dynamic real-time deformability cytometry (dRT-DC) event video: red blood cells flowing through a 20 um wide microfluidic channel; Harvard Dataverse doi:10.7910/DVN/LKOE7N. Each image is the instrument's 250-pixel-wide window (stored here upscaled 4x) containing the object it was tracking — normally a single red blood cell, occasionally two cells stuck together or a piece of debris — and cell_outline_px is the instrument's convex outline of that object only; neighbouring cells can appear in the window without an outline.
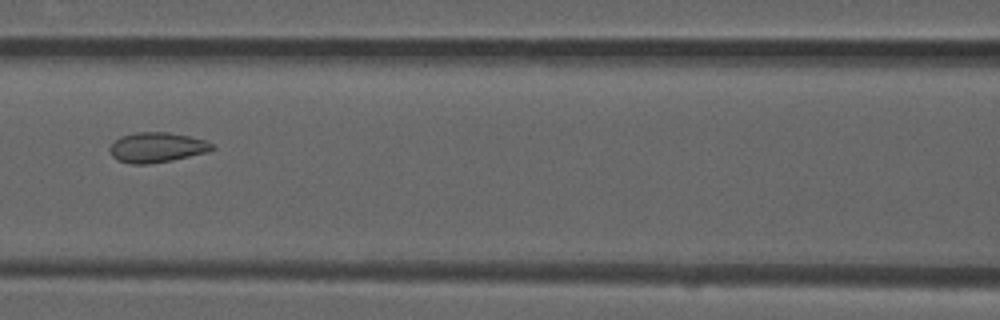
{"species": "common noctule bat (a hibernating species)", "species_latin": "Nyctalus noctula", "temperature_condition": "room temperature", "stored_images_in_passage": 11, "camera_frame_rate_fps": 3000, "um_per_image_px": 0.085, "animal": {"sex": "male", "forearm_length_mm": 52.5}, "frame": {"image": 1, "passage_image": 8, "time_ms": 2.333, "image_size_px": [1000, 320], "cell_outline_px": [[216, 148], [208, 152], [172, 160], [148, 164], [132, 164], [116, 160], [112, 156], [108, 148], [120, 136], [136, 132], [168, 132], [188, 136], [204, 140], [212, 144]], "centroid_in_image_um": [13.31, 12.53], "position_along_channel_um": 153.3, "area_um2": 17.92}}
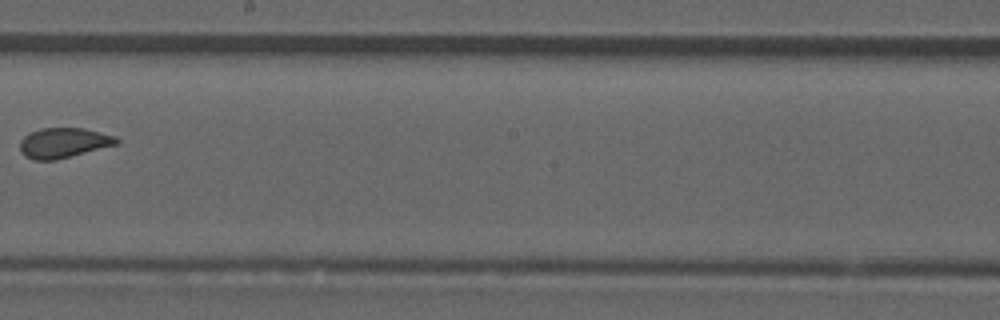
{"frame": {"image": 2, "passage_image": 10, "time_ms": 3.0, "image_size_px": [1000, 320], "cell_outline_px": [[120, 140], [116, 144], [56, 160], [32, 160], [24, 156], [20, 152], [20, 140], [28, 132], [40, 128], [84, 128], [116, 136]], "centroid_in_image_um": [5.35, 12.13], "position_along_channel_um": 242.9, "area_um2": 16.99}}
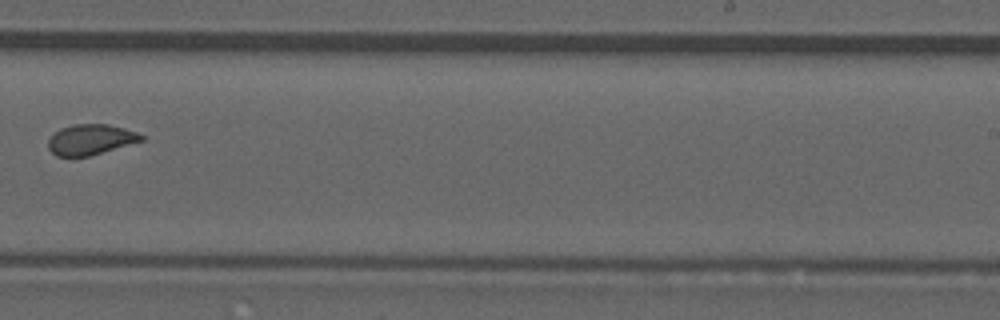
{"frame": {"image": 3, "passage_image": 11, "time_ms": 3.333, "image_size_px": [1000, 320], "cell_outline_px": [[144, 140], [88, 156], [56, 156], [48, 148], [48, 140], [60, 128], [76, 124], [108, 124], [124, 128], [136, 132], [144, 136]], "centroid_in_image_um": [7.7, 11.85], "position_along_channel_um": 281.3, "area_um2": 16.3}}